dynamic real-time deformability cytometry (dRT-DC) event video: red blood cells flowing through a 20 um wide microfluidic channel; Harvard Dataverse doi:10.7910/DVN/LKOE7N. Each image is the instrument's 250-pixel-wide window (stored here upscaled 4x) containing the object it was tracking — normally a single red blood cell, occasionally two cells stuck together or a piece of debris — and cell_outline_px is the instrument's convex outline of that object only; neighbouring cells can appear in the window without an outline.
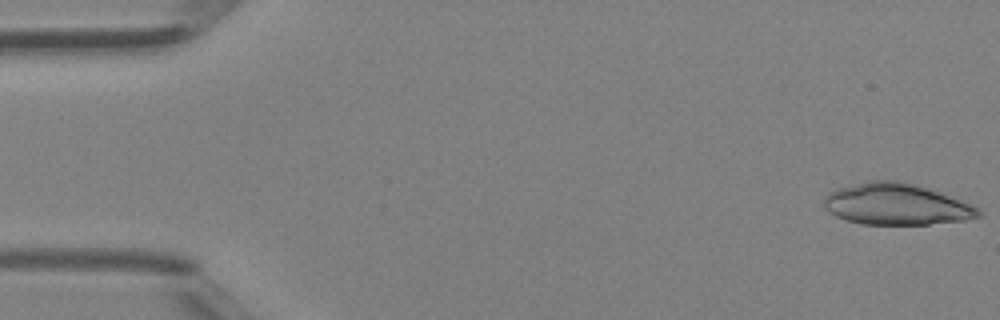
{"species": "Egyptian fruit bat (a non-hibernating species)", "species_latin": "Rousettus aegyptiacus", "temperature_condition": "room temperature", "stored_images_in_passage": 23, "camera_frame_rate_fps": 3000, "um_per_image_px": 0.085, "animal": {"sex": "female"}, "frame": {"image": 1, "passage_image": 1, "time_ms": 0.0, "image_size_px": [1000, 320], "cell_outline_px": [[980, 216], [964, 220], [928, 224], [864, 224], [848, 220], [836, 216], [828, 212], [824, 208], [824, 196], [828, 192], [840, 188], [868, 180], [900, 180], [916, 184], [940, 192], [968, 204], [976, 208], [980, 212]], "centroid_in_image_um": [76.13, 17.35], "position_along_channel_um": 8.9, "area_um2": 36.93}}
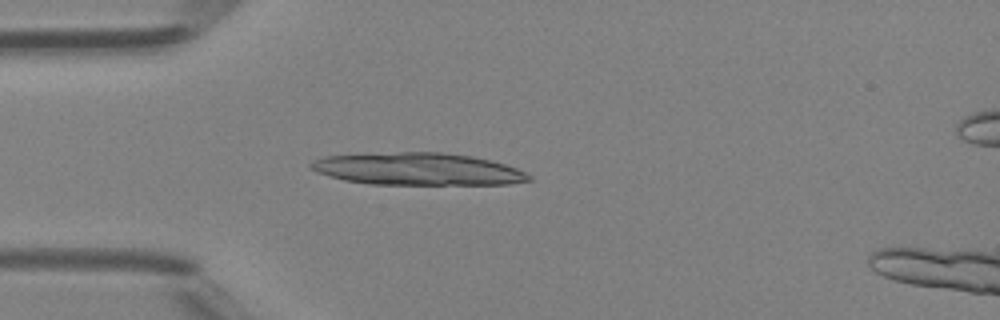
{"frame": {"image": 2, "passage_image": 13, "time_ms": 4.0, "image_size_px": [1000, 320], "cell_outline_px": [[532, 180], [508, 184], [372, 184], [344, 180], [316, 172], [308, 164], [312, 160], [324, 156], [400, 152], [444, 152], [472, 156], [492, 160], [516, 168], [532, 176]], "centroid_in_image_um": [35.52, 14.36], "position_along_channel_um": 49.5, "area_um2": 40.92}}